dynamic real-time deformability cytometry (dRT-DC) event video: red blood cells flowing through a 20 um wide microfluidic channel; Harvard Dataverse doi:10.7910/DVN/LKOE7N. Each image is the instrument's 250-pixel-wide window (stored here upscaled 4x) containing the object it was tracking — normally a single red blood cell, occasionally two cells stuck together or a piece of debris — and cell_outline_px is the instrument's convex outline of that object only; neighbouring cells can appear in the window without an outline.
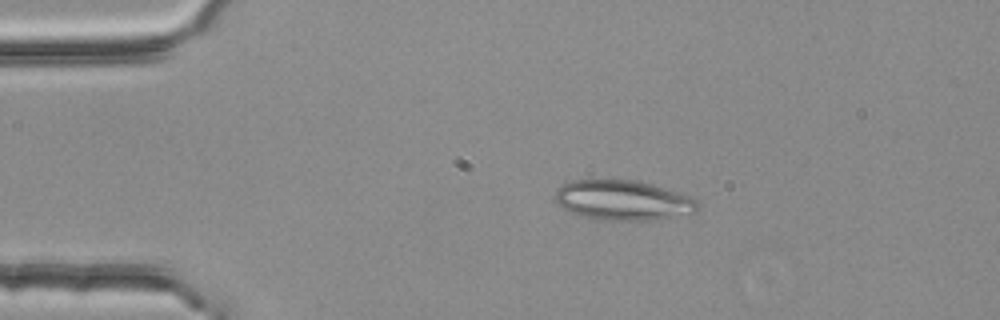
{"species": "common noctule bat (a hibernating species)", "species_latin": "Nyctalus noctula", "temperature_condition": "room temperature", "stored_images_in_passage": 2, "camera_frame_rate_fps": 3000, "um_per_image_px": 0.085, "animal": {"sex": "female", "body_mass_g": 25.1}, "frame": {"image": 1, "passage_image": 1, "time_ms": 0.0, "image_size_px": [1000, 320], "cell_outline_px": [[696, 212], [652, 220], [596, 220], [580, 216], [568, 212], [560, 208], [556, 204], [556, 188], [560, 184], [572, 180], [632, 180], [652, 184], [692, 196], [696, 200]], "centroid_in_image_um": [52.87, 17.03], "position_along_channel_um": 32.1, "area_um2": 33.41}}